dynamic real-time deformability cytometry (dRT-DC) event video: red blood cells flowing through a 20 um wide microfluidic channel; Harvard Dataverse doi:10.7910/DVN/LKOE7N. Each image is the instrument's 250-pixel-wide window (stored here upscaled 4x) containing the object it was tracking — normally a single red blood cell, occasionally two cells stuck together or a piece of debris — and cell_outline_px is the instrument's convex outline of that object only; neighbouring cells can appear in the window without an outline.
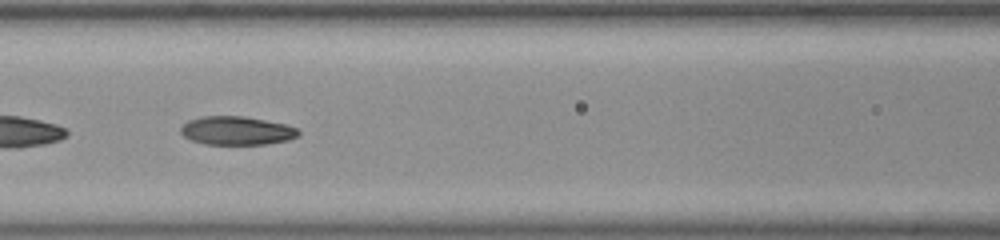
{"species": "common noctule bat (a hibernating species)", "species_latin": "Nyctalus noctula", "temperature_condition": "room temperature", "stored_images_in_passage": 37, "camera_frame_rate_fps": 3000, "um_per_image_px": 0.085, "animal": {"sex": "female", "body_mass_g": 23.0, "forearm_length_mm": 53.4}, "frame": {"image": 1, "passage_image": 11, "time_ms": 3.333, "image_size_px": [1000, 240], "cell_outline_px": [[300, 132], [296, 136], [288, 140], [264, 144], [204, 144], [192, 140], [184, 136], [180, 132], [180, 128], [188, 120], [204, 116], [244, 116], [284, 124], [296, 128]], "centroid_in_image_um": [20.08, 11.1], "position_along_channel_um": 146.5, "area_um2": 19.36}, "authors_computed_cell_mechanics": {"area_um2": 19.8832, "velocity_mm_per_s": 4.0277, "shape_relaxation_time_tau1_ms": null, "shape_relaxation_time_tau2_ms": 1.9652, "deformation_change_tau1": null, "deformation_change_tau2": 0.0738}}